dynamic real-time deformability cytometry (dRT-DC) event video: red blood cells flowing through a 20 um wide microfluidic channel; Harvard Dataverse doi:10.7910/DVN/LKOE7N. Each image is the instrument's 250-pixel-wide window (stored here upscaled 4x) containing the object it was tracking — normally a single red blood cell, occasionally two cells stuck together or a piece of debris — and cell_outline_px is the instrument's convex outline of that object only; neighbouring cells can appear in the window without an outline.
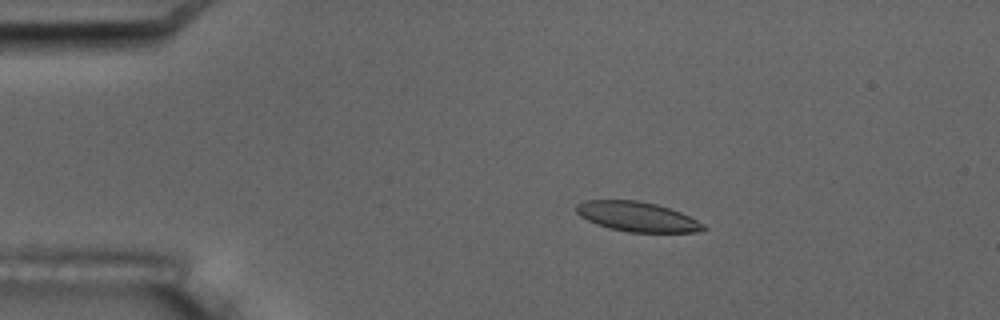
{"species": "common noctule bat (a hibernating species)", "species_latin": "Nyctalus noctula", "temperature_condition": "room temperature", "stored_images_in_passage": 6, "camera_frame_rate_fps": 3000, "um_per_image_px": 0.085, "animal": {"sex": "male", "body_mass_g": 17.5, "forearm_length_mm": 52.3}, "frame": {"image": 1, "passage_image": 3, "time_ms": 2.333, "image_size_px": [1000, 320], "cell_outline_px": [[708, 228], [700, 232], [628, 232], [608, 228], [596, 224], [580, 216], [576, 212], [576, 204], [584, 200], [636, 200], [656, 204], [680, 212], [704, 224]], "centroid_in_image_um": [54.14, 18.42], "position_along_channel_um": 30.9, "area_um2": 22.02}}